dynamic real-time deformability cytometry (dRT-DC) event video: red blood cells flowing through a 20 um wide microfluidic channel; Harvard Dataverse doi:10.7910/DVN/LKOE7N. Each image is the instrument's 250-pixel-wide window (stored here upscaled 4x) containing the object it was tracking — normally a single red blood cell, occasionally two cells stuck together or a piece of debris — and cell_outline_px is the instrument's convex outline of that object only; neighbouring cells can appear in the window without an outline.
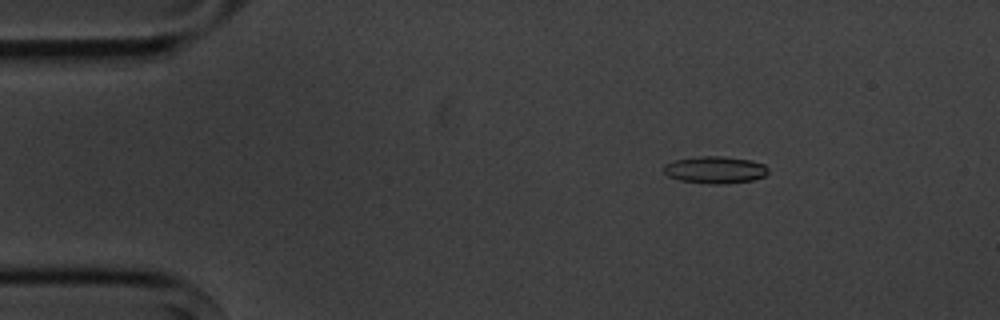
{"species": "common noctule bat (a hibernating species)", "species_latin": "Nyctalus noctula", "temperature_condition": "cold", "stored_images_in_passage": 5, "camera_frame_rate_fps": 3000, "um_per_image_px": 0.085, "animal": {"sex": "male", "body_mass_g": 20.1, "forearm_length_mm": 53.5}, "frame": {"image": 1, "passage_image": 3, "time_ms": 2.333, "image_size_px": [1000, 320], "cell_outline_px": [[768, 172], [764, 176], [752, 180], [724, 184], [712, 184], [680, 180], [668, 176], [664, 172], [664, 164], [676, 160], [700, 156], [720, 156], [752, 160], [764, 164], [768, 168]], "centroid_in_image_um": [60.8, 14.43], "position_along_channel_um": 24.2, "area_um2": 16.42}}